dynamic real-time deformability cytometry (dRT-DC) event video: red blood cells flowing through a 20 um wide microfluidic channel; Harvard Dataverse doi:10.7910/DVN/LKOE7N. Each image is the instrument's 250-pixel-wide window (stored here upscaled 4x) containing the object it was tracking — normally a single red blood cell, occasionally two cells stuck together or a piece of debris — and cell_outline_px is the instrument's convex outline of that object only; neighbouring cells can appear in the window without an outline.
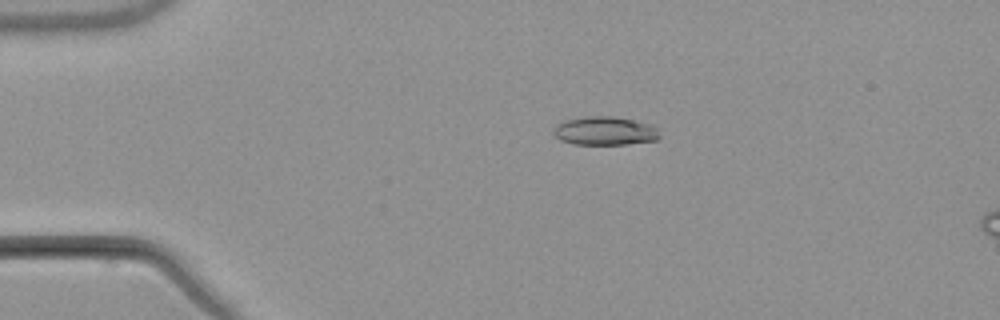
{"species": "common noctule bat (a hibernating species)", "species_latin": "Nyctalus noctula", "temperature_condition": "warm", "stored_images_in_passage": 4, "camera_frame_rate_fps": 3000, "um_per_image_px": 0.085, "animal": {"sex": "male", "body_mass_g": 21.5, "forearm_length_mm": 52.0}, "frame": {"image": 1, "passage_image": 2, "time_ms": 1.0, "image_size_px": [1000, 320], "cell_outline_px": [[660, 136], [656, 140], [628, 144], [572, 144], [560, 140], [552, 132], [552, 128], [556, 124], [568, 120], [584, 116], [612, 116], [652, 124], [656, 128]], "centroid_in_image_um": [51.39, 11.13], "position_along_channel_um": 33.6, "area_um2": 17.69}}